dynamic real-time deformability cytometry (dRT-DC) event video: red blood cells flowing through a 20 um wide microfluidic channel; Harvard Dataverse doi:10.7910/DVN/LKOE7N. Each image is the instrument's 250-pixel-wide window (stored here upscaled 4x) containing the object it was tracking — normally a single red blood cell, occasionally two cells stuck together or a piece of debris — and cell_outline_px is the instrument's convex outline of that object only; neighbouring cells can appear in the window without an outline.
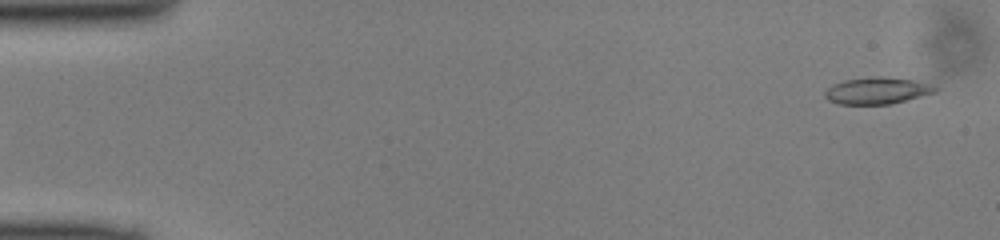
{"species": "common noctule bat (a hibernating species)", "species_latin": "Nyctalus noctula", "temperature_condition": "cold", "stored_images_in_passage": 48, "camera_frame_rate_fps": 3000, "um_per_image_px": 0.085, "animal": {"sex": "male", "body_mass_g": 13.0, "forearm_length_mm": 53.1}, "frame": {"image": 1, "passage_image": 1, "time_ms": 0.0, "image_size_px": [1000, 240], "cell_outline_px": [[940, 88], [936, 92], [888, 104], [840, 104], [828, 100], [824, 96], [824, 92], [832, 84], [844, 80], [876, 76], [880, 76], [912, 80]], "centroid_in_image_um": [74.5, 7.7], "position_along_channel_um": 10.5, "area_um2": 16.88}}
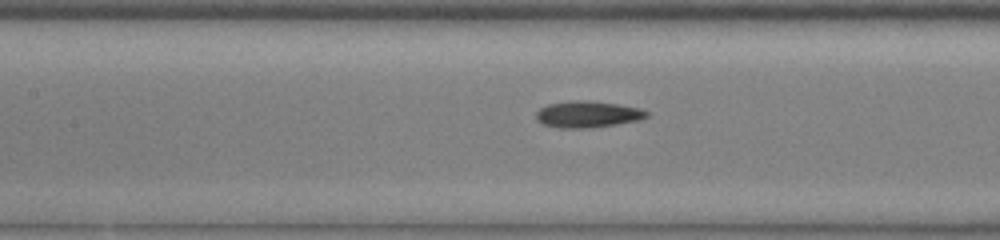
{"frame": {"image": 2, "passage_image": 21, "time_ms": 6.667, "image_size_px": [1000, 240], "cell_outline_px": [[648, 116], [640, 120], [592, 128], [560, 128], [544, 124], [536, 120], [536, 112], [540, 108], [548, 104], [576, 100], [592, 100], [620, 104], [640, 108], [648, 112]], "centroid_in_image_um": [49.97, 9.71], "position_along_channel_um": 157.4, "area_um2": 17.22}}
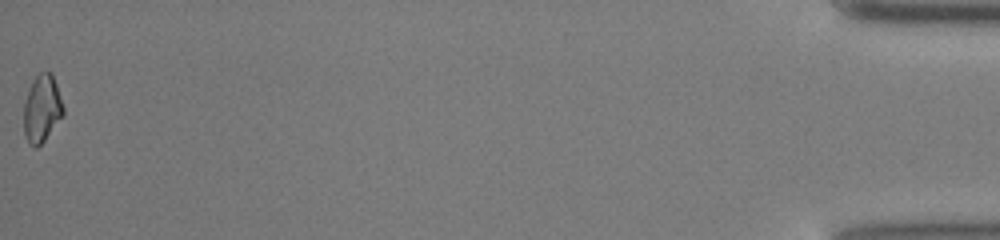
{"frame": {"image": 3, "passage_image": 48, "time_ms": 15.667, "image_size_px": [1000, 240], "cell_outline_px": [[64, 116], [44, 140], [36, 148], [32, 148], [28, 144], [24, 136], [24, 104], [28, 88], [32, 80], [40, 72], [52, 72], [64, 108]], "centroid_in_image_um": [3.56, 9.25], "position_along_channel_um": 431.6, "area_um2": 15.72}}